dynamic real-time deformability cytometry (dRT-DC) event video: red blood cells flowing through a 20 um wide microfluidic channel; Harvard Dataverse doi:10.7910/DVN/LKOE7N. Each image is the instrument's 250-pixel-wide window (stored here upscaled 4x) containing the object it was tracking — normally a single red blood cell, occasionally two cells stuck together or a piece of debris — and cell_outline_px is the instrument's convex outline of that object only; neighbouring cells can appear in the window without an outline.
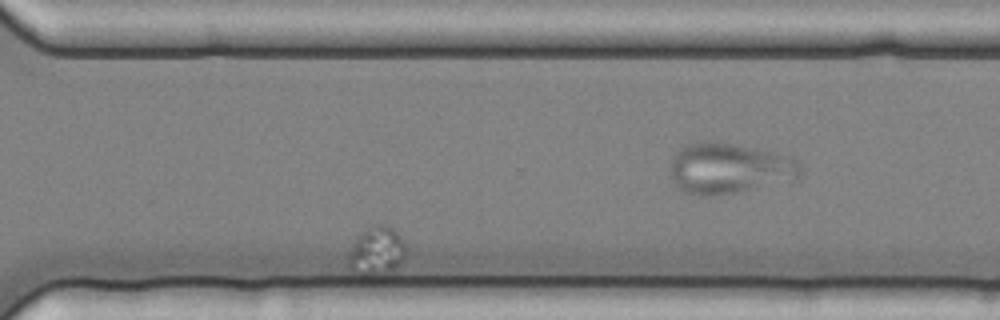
{"species": "common noctule bat (a hibernating species)", "species_latin": "Nyctalus noctula", "temperature_condition": "cold", "stored_images_in_passage": 58, "segment_of_instrument_passage": [2, 3], "camera_frame_rate_fps": 3000, "um_per_image_px": 0.085, "animal": {"sex": "female", "body_mass_g": 25.1}, "frame": {"image": 1, "passage_image": 41, "time_ms": 13.333, "image_size_px": [1000, 320], "cell_outline_px": [[404, 260], [392, 272], [368, 276], [356, 272], [348, 268], [348, 256], [360, 232], [376, 224], [388, 224], [400, 236], [404, 244]], "centroid_in_image_um": [32.02, 21.34], "position_along_channel_um": 338.6, "area_um2": 16.13}}